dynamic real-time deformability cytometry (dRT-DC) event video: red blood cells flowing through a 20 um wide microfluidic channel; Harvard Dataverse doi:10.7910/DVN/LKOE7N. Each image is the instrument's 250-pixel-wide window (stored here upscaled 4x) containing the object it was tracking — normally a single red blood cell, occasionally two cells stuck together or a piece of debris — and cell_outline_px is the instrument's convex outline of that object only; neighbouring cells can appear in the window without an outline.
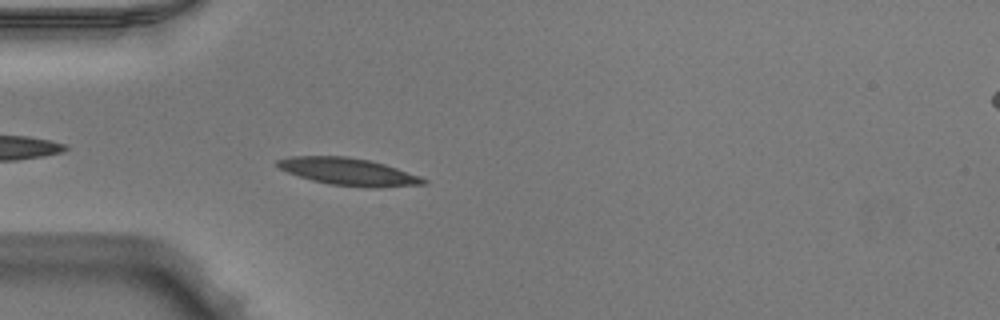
{"species": "Egyptian fruit bat (a non-hibernating species)", "species_latin": "Rousettus aegyptiacus", "temperature_condition": "warm", "stored_images_in_passage": 40, "camera_frame_rate_fps": 3000, "um_per_image_px": 0.085, "animal": {"sex": "male"}, "frame": {"image": 1, "passage_image": 4, "time_ms": 1.0, "image_size_px": [1000, 320], "cell_outline_px": [[428, 184], [380, 188], [368, 188], [328, 184], [312, 180], [288, 172], [280, 168], [276, 164], [276, 160], [288, 156], [344, 156], [368, 160], [384, 164], [420, 176], [428, 180]], "centroid_in_image_um": [29.65, 14.6], "position_along_channel_um": 55.4, "area_um2": 23.29}}
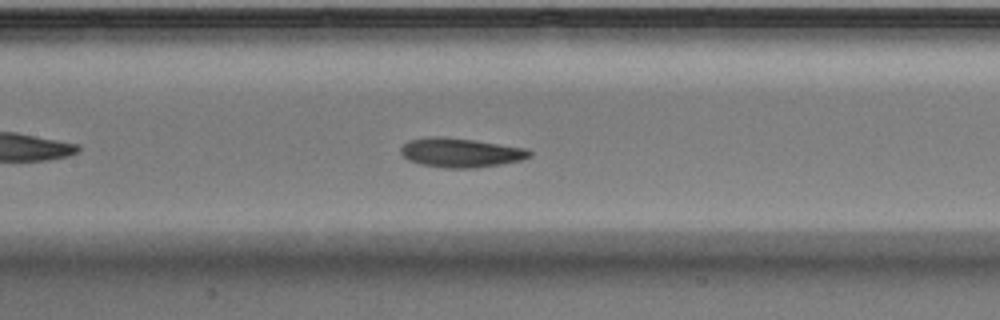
{"frame": {"image": 2, "passage_image": 13, "time_ms": 4.0, "image_size_px": [1000, 320], "cell_outline_px": [[532, 156], [520, 160], [500, 164], [476, 168], [444, 168], [420, 164], [408, 160], [400, 152], [400, 148], [408, 140], [432, 136], [436, 136], [472, 140], [528, 148], [532, 152]], "centroid_in_image_um": [39.15, 12.98], "position_along_channel_um": 168.2, "area_um2": 21.91}}
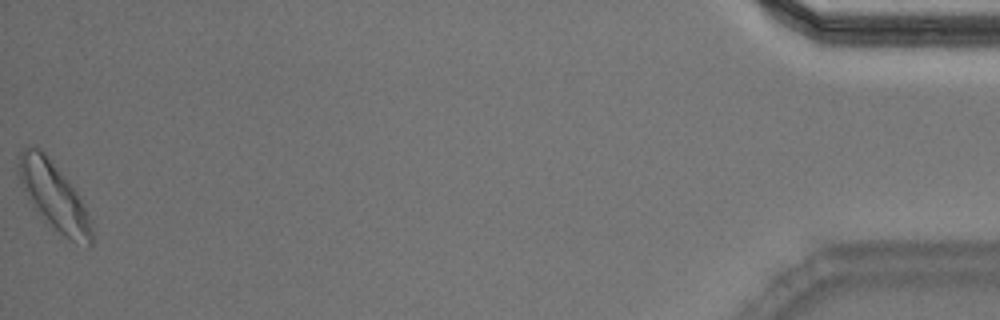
{"frame": {"image": 3, "passage_image": 40, "time_ms": 13.0, "image_size_px": [1000, 320], "cell_outline_px": [[92, 244], [88, 244], [72, 240], [64, 236], [32, 204], [16, 172], [20, 152], [24, 148], [36, 148], [44, 152], [48, 156], [68, 180], [76, 192], [88, 216], [92, 228]], "centroid_in_image_um": [4.56, 16.6], "position_along_channel_um": 430.6, "area_um2": 27.28}, "authors_computed_cell_mechanics": {"area_um2": 21.675, "velocity_mm_per_s": 3.9629, "shape_relaxation_time_tau1_ms": 2.9331, "shape_relaxation_time_tau2_ms": 2.3214, "deformation_change_tau1": 0.138, "deformation_change_tau2": 0.0913}}